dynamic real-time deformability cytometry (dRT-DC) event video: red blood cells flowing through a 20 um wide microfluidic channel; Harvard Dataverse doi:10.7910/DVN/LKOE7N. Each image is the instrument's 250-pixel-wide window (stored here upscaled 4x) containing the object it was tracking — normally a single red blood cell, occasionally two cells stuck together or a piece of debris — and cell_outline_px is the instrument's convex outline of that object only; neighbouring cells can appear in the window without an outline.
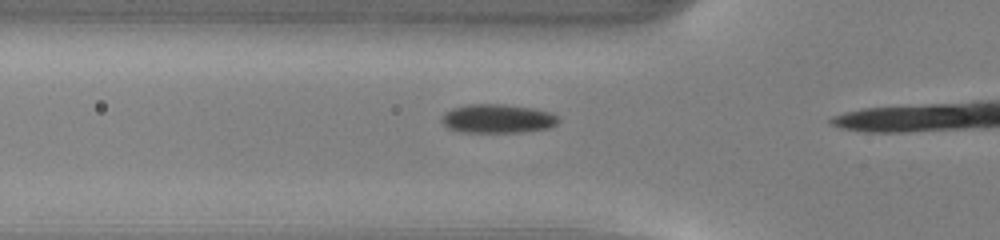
{"species": "common noctule bat (a hibernating species)", "species_latin": "Nyctalus noctula", "temperature_condition": "warm", "stored_images_in_passage": 14, "camera_frame_rate_fps": 3000, "um_per_image_px": 0.085, "animal": {"sex": "male", "body_mass_g": 13.0, "forearm_length_mm": 53.1}, "frame": {"image": 1, "passage_image": 12, "time_ms": 3.667, "image_size_px": [1000, 240], "cell_outline_px": [[560, 120], [556, 124], [548, 128], [520, 132], [464, 132], [448, 128], [440, 120], [444, 112], [452, 108], [468, 104], [504, 104], [532, 108], [552, 112]], "centroid_in_image_um": [42.28, 10.08], "position_along_channel_um": 83.5, "area_um2": 19.65}}